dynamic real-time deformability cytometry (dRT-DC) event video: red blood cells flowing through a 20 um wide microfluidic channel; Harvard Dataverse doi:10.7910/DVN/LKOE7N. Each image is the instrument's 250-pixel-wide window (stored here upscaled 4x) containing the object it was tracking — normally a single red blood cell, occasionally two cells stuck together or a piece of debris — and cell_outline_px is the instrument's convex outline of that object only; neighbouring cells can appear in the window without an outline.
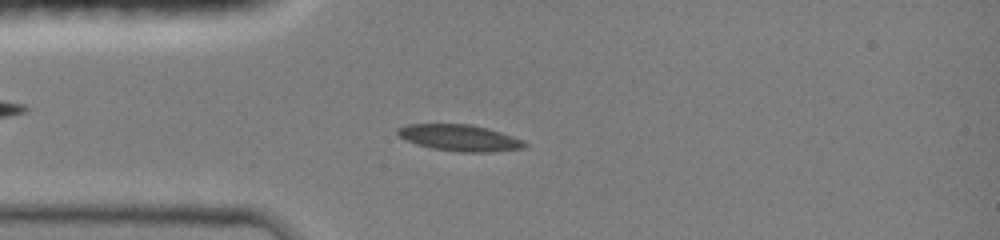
{"species": "common noctule bat (a hibernating species)", "species_latin": "Nyctalus noctula", "temperature_condition": "room temperature", "stored_images_in_passage": 27, "camera_frame_rate_fps": 3000, "um_per_image_px": 0.085, "animal": {"sex": "female", "body_mass_g": 19.0, "forearm_length_mm": 51.5}, "frame": {"image": 1, "passage_image": 22, "time_ms": 3.667, "image_size_px": [1000, 240], "cell_outline_px": [[528, 144], [524, 148], [492, 152], [460, 152], [432, 148], [416, 144], [400, 136], [396, 132], [396, 128], [408, 124], [468, 124], [488, 128], [524, 140]], "centroid_in_image_um": [39.09, 11.71], "position_along_channel_um": 45.9, "area_um2": 19.48}}